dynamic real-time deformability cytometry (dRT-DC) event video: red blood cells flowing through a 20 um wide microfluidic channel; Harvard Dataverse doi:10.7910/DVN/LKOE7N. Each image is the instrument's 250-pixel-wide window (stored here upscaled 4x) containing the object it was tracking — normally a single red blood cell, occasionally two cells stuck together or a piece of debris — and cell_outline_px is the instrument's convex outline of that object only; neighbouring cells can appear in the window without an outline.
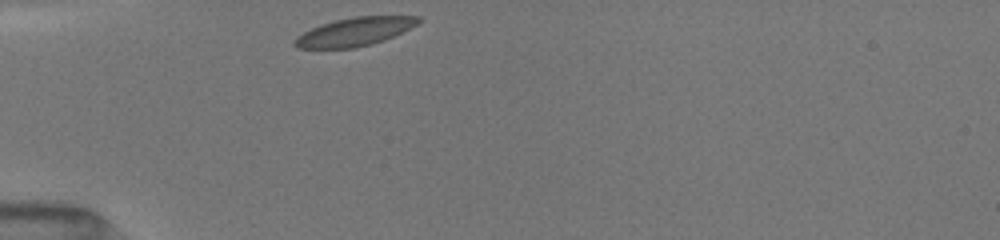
{"species": "common noctule bat (a hibernating species)", "species_latin": "Nyctalus noctula", "temperature_condition": "room temperature", "stored_images_in_passage": 42, "camera_frame_rate_fps": 3000, "um_per_image_px": 0.085, "animal": {"sex": "female", "body_mass_g": 19.5, "forearm_length_mm": 54.1}, "frame": {"image": 1, "passage_image": 1, "time_ms": 0.0, "image_size_px": [1000, 240], "cell_outline_px": [[424, 20], [384, 40], [372, 44], [352, 48], [296, 48], [292, 44], [292, 40], [296, 36], [320, 24], [352, 16], [420, 16]], "centroid_in_image_um": [30.1, 2.69], "position_along_channel_um": 54.9, "area_um2": 20.4}}
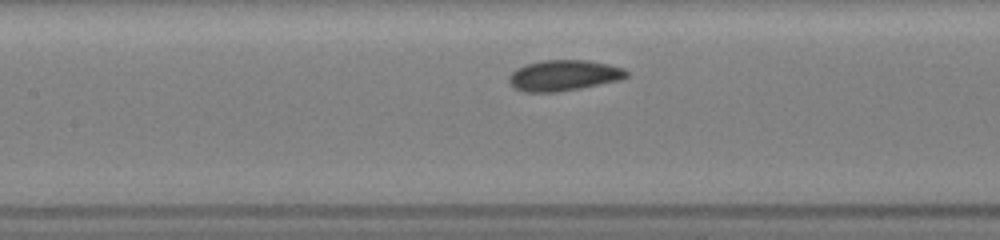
{"frame": {"image": 2, "passage_image": 15, "time_ms": 3.0, "image_size_px": [1000, 240], "cell_outline_px": [[628, 76], [620, 80], [560, 92], [524, 92], [516, 88], [508, 80], [508, 76], [516, 68], [524, 64], [544, 60], [588, 60], [608, 64], [624, 68], [628, 72]], "centroid_in_image_um": [47.92, 6.4], "position_along_channel_um": 159.5, "area_um2": 21.15}}
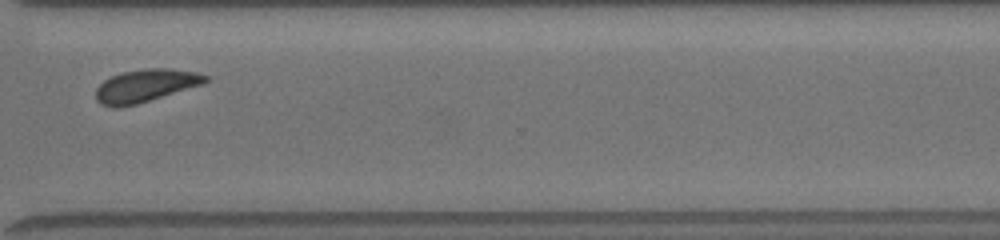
{"frame": {"image": 3, "passage_image": 38, "time_ms": 8.0, "image_size_px": [1000, 240], "cell_outline_px": [[208, 80], [204, 84], [136, 104], [116, 108], [100, 104], [96, 100], [96, 88], [104, 80], [120, 72], [144, 68], [172, 68], [196, 72], [208, 76]], "centroid_in_image_um": [12.36, 7.27], "position_along_channel_um": 358.2, "area_um2": 20.98}, "authors_computed_cell_mechanics": {"area_um2": 20.4612, "velocity_mm_per_s": 3.9796, "shape_relaxation_time_tau1_ms": 1.7465, "shape_relaxation_time_tau2_ms": 5.6536, "deformation_change_tau1": 0.0946, "deformation_change_tau2": 0.1053}}